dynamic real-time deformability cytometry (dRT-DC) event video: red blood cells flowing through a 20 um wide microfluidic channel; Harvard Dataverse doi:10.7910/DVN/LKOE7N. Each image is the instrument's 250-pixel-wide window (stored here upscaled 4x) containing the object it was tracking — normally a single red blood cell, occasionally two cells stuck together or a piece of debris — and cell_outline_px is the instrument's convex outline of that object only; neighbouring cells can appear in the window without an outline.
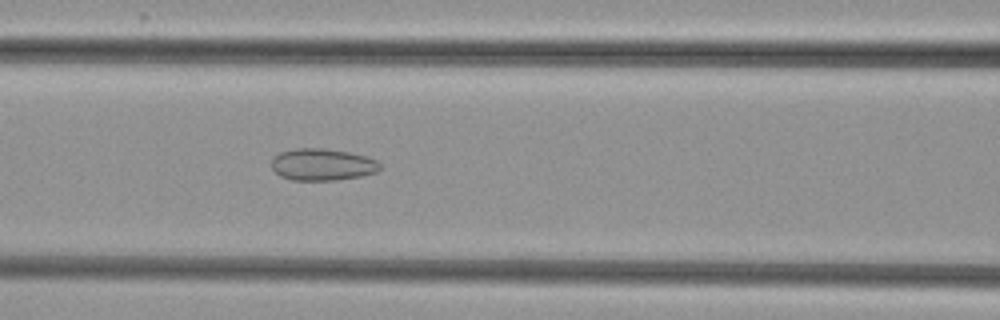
{"species": "common noctule bat (a hibernating species)", "species_latin": "Nyctalus noctula", "temperature_condition": "cold", "stored_images_in_passage": 42, "camera_frame_rate_fps": 3000, "um_per_image_px": 0.085, "animal": {"sex": "female", "body_mass_g": 29.2, "forearm_length_mm": 56.3}, "frame": {"image": 1, "passage_image": 12, "time_ms": 3.667, "image_size_px": [1000, 320], "cell_outline_px": [[380, 168], [376, 172], [360, 176], [336, 180], [292, 180], [280, 176], [272, 168], [272, 156], [280, 152], [296, 148], [320, 148], [348, 152], [368, 156], [376, 160], [380, 164]], "centroid_in_image_um": [27.38, 13.98], "position_along_channel_um": 139.2, "area_um2": 20.17}}
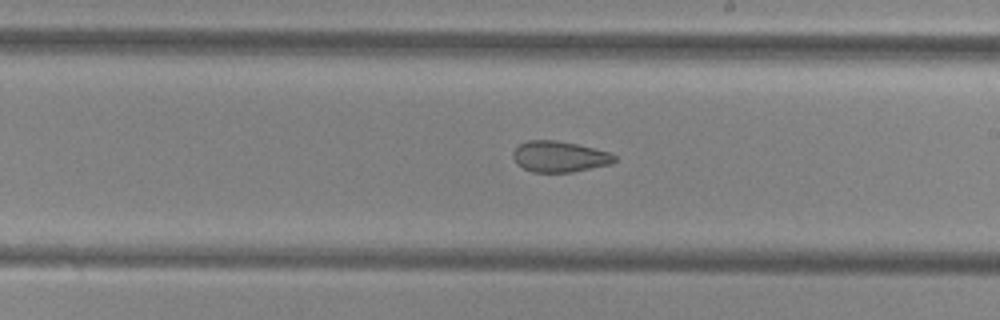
{"frame": {"image": 2, "passage_image": 20, "time_ms": 6.333, "image_size_px": [1000, 320], "cell_outline_px": [[616, 160], [612, 164], [572, 172], [532, 172], [516, 164], [512, 156], [512, 152], [520, 144], [528, 140], [556, 140], [576, 144], [608, 152], [616, 156]], "centroid_in_image_um": [47.53, 13.32], "position_along_channel_um": 241.5, "area_um2": 18.26}}
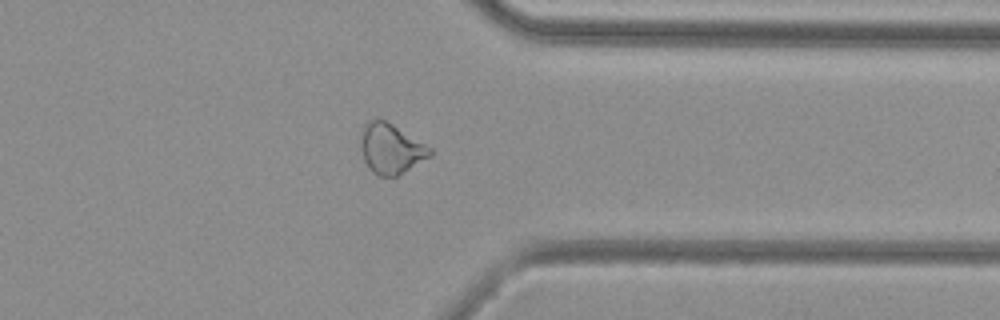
{"frame": {"image": 3, "passage_image": 31, "time_ms": 10.0, "image_size_px": [1000, 320], "cell_outline_px": [[432, 156], [396, 176], [380, 176], [372, 172], [368, 168], [364, 160], [360, 148], [360, 144], [364, 124], [368, 120], [376, 116], [392, 124], [432, 148]], "centroid_in_image_um": [33.21, 12.62], "position_along_channel_um": 378.2, "area_um2": 20.29}, "authors_computed_cell_mechanics": {"area_um2": 20.3167, "velocity_mm_per_s": 3.8346, "shape_relaxation_time_tau1_ms": null, "shape_relaxation_time_tau2_ms": 2.6502, "deformation_change_tau1": null, "deformation_change_tau2": 0.0897}}